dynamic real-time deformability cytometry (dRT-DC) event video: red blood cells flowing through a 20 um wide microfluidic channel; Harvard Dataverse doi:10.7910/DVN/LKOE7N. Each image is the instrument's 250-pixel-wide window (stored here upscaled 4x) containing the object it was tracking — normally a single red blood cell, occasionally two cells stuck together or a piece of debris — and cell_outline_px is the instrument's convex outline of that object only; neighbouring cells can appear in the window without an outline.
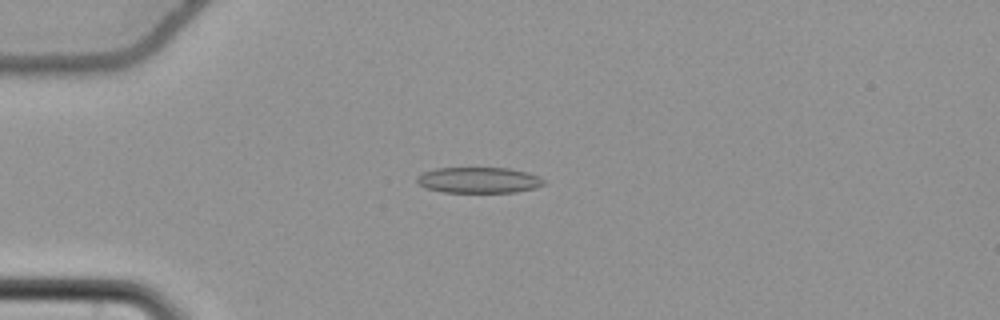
{"species": "common noctule bat (a hibernating species)", "species_latin": "Nyctalus noctula", "temperature_condition": "cold", "stored_images_in_passage": 57, "camera_frame_rate_fps": 3000, "um_per_image_px": 0.085, "animal": {"sex": "female", "body_mass_g": 22.7, "forearm_length_mm": 54.2}, "frame": {"image": 1, "passage_image": 16, "time_ms": 5.0, "image_size_px": [1000, 320], "cell_outline_px": [[544, 184], [536, 188], [516, 192], [444, 192], [424, 188], [416, 180], [416, 176], [420, 172], [436, 168], [508, 168], [528, 172], [540, 176], [544, 180]], "centroid_in_image_um": [40.68, 15.3], "position_along_channel_um": 44.3, "area_um2": 19.31}}
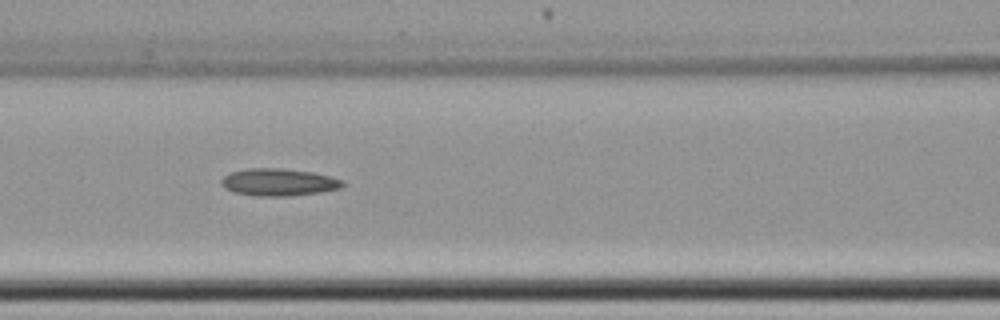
{"frame": {"image": 2, "passage_image": 26, "time_ms": 8.333, "image_size_px": [1000, 320], "cell_outline_px": [[344, 184], [340, 188], [320, 192], [288, 196], [256, 196], [232, 192], [224, 188], [220, 184], [220, 180], [224, 176], [232, 172], [248, 168], [280, 168], [312, 172], [344, 180]], "centroid_in_image_um": [23.64, 15.49], "position_along_channel_um": 143.0, "area_um2": 19.31}}
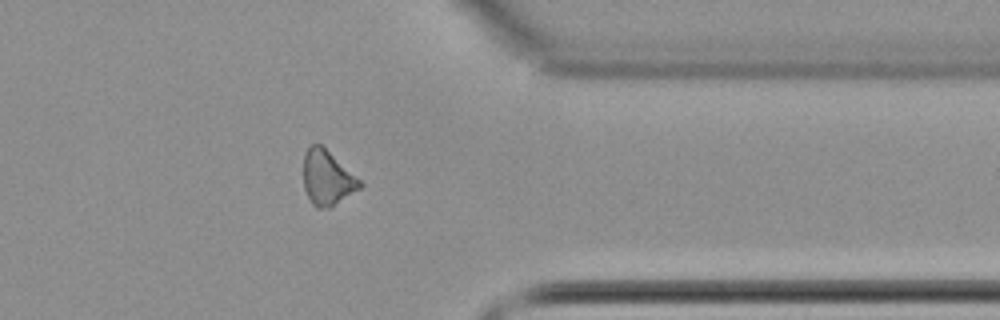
{"frame": {"image": 3, "passage_image": 46, "time_ms": 15.0, "image_size_px": [1000, 320], "cell_outline_px": [[364, 184], [360, 188], [328, 208], [316, 208], [312, 204], [304, 188], [304, 152], [312, 144], [320, 144], [360, 180]], "centroid_in_image_um": [27.79, 15.12], "position_along_channel_um": 383.6, "area_um2": 17.51}, "authors_computed_cell_mechanics": {"area_um2": 19.0162, "velocity_mm_per_s": 3.7485, "shape_relaxation_time_tau1_ms": 7.8247, "shape_relaxation_time_tau2_ms": null, "deformation_change_tau1": 0.1293, "deformation_change_tau2": null}}